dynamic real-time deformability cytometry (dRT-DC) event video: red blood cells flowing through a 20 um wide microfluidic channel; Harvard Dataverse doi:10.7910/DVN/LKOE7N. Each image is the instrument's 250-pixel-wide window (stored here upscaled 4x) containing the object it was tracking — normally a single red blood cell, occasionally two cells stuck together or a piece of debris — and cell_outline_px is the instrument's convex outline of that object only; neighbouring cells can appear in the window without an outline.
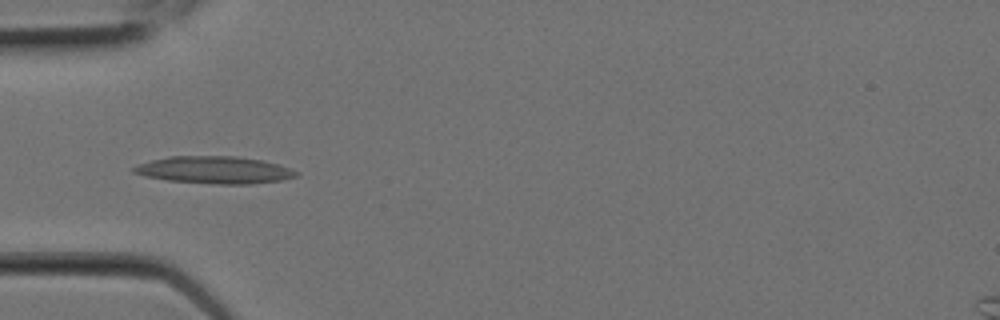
{"species": "Egyptian fruit bat (a non-hibernating species)", "species_latin": "Rousettus aegyptiacus", "temperature_condition": "room temperature", "stored_images_in_passage": 8, "camera_frame_rate_fps": 3000, "um_per_image_px": 0.085, "animal": {"sex": "female"}, "frame": {"image": 1, "passage_image": 6, "time_ms": 1.667, "image_size_px": [1000, 320], "cell_outline_px": [[300, 176], [280, 180], [252, 184], [216, 184], [168, 180], [144, 176], [132, 172], [132, 168], [140, 164], [152, 160], [172, 156], [236, 156], [260, 160], [280, 164], [300, 172]], "centroid_in_image_um": [18.28, 14.45], "position_along_channel_um": 66.7, "area_um2": 25.78}}
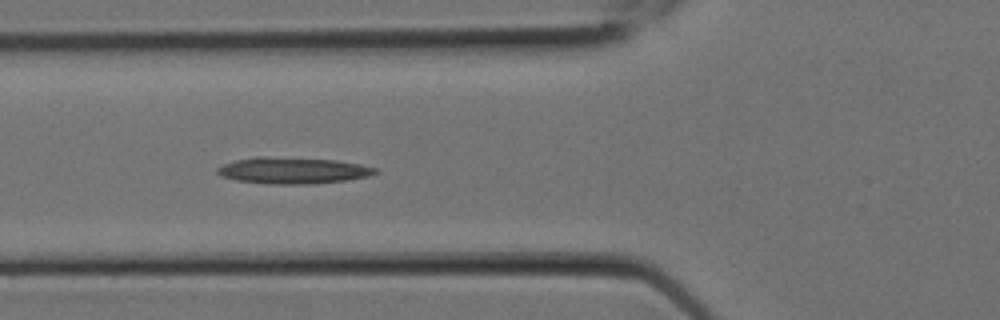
{"frame": {"image": 2, "passage_image": 7, "time_ms": 2.0, "image_size_px": [1000, 320], "cell_outline_px": [[380, 172], [368, 176], [348, 180], [312, 184], [276, 184], [236, 180], [220, 176], [216, 172], [216, 168], [224, 164], [236, 160], [256, 156], [264, 156], [336, 160], [360, 164], [380, 168]], "centroid_in_image_um": [24.93, 14.49], "position_along_channel_um": 100.9, "area_um2": 24.45}}
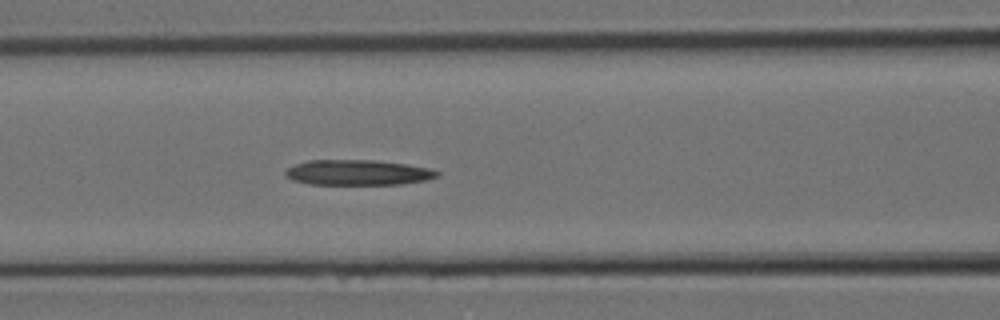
{"frame": {"image": 3, "passage_image": 8, "time_ms": 2.333, "image_size_px": [1000, 320], "cell_outline_px": [[440, 176], [428, 180], [400, 184], [308, 184], [292, 180], [284, 176], [284, 172], [288, 168], [296, 164], [308, 160], [376, 160], [408, 164], [432, 168], [440, 172]], "centroid_in_image_um": [30.46, 14.66], "position_along_channel_um": 136.1, "area_um2": 22.66}}